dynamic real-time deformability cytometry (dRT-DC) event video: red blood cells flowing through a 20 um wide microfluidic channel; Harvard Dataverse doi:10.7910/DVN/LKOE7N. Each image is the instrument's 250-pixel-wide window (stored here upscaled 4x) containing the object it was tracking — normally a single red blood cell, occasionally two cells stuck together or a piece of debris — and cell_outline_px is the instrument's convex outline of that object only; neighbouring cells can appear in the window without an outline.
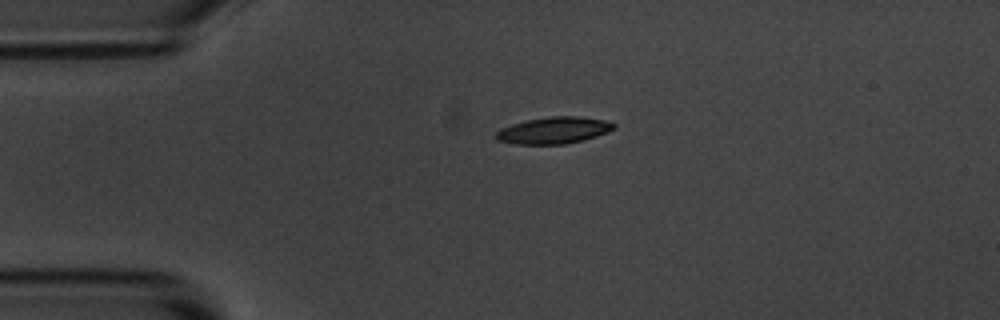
{"species": "common noctule bat (a hibernating species)", "species_latin": "Nyctalus noctula", "temperature_condition": "room temperature", "stored_images_in_passage": 2, "camera_frame_rate_fps": 3000, "um_per_image_px": 0.085, "animal": {"sex": "male", "body_mass_g": 20.1, "forearm_length_mm": 53.5}, "frame": {"image": 1, "passage_image": 1, "time_ms": 0.0, "image_size_px": [1000, 320], "cell_outline_px": [[616, 128], [596, 136], [584, 140], [564, 144], [516, 144], [496, 140], [492, 136], [500, 128], [512, 124], [528, 120], [548, 116], [580, 116], [608, 120], [616, 124]], "centroid_in_image_um": [47.07, 11.07], "position_along_channel_um": 37.9, "area_um2": 18.55}}